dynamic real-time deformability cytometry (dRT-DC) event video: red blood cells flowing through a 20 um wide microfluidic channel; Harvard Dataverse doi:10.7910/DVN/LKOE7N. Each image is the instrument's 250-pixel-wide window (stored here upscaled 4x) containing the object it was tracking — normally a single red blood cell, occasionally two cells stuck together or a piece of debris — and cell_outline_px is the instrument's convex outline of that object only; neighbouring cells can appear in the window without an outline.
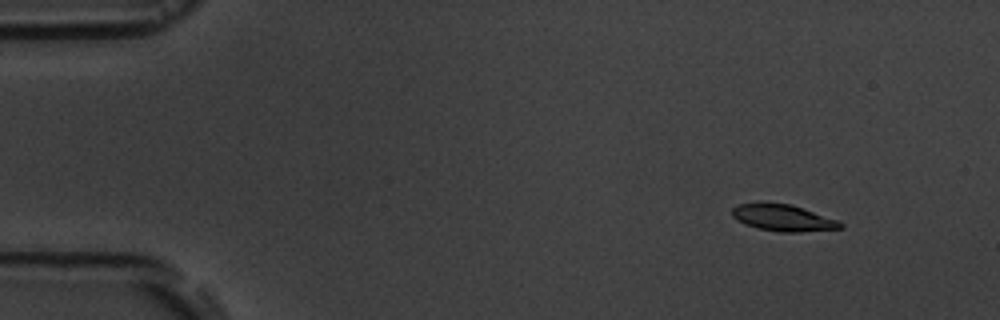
{"species": "common noctule bat (a hibernating species)", "species_latin": "Nyctalus noctula", "temperature_condition": "room temperature", "stored_images_in_passage": 6, "camera_frame_rate_fps": 3000, "um_per_image_px": 0.085, "animal": {"sex": "male", "body_mass_g": 19.5, "forearm_length_mm": 54.6}, "frame": {"image": 1, "passage_image": 2, "time_ms": 1.0, "image_size_px": [1000, 320], "cell_outline_px": [[844, 228], [800, 232], [780, 232], [756, 228], [744, 224], [736, 220], [732, 216], [732, 208], [740, 204], [760, 200], [792, 204], [840, 220], [844, 224]], "centroid_in_image_um": [66.55, 18.48], "position_along_channel_um": 18.4, "area_um2": 17.51}}
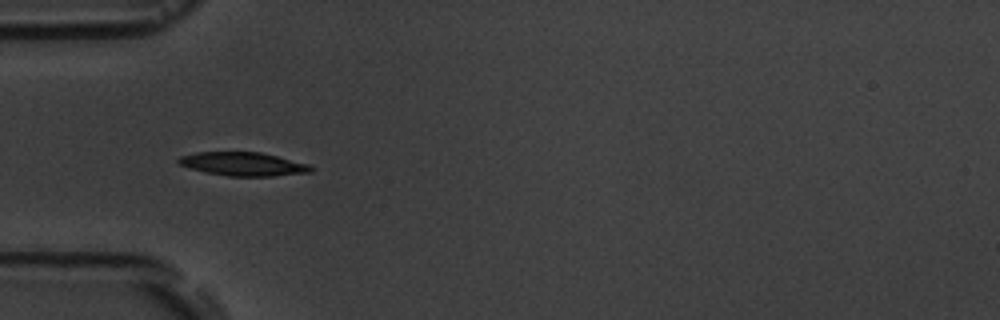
{"frame": {"image": 2, "passage_image": 5, "time_ms": 5.0, "image_size_px": [1000, 320], "cell_outline_px": [[312, 172], [272, 176], [228, 176], [204, 172], [180, 164], [176, 160], [180, 156], [196, 152], [260, 152], [308, 164], [312, 168]], "centroid_in_image_um": [20.64, 13.94], "position_along_channel_um": 64.4, "area_um2": 17.98}}
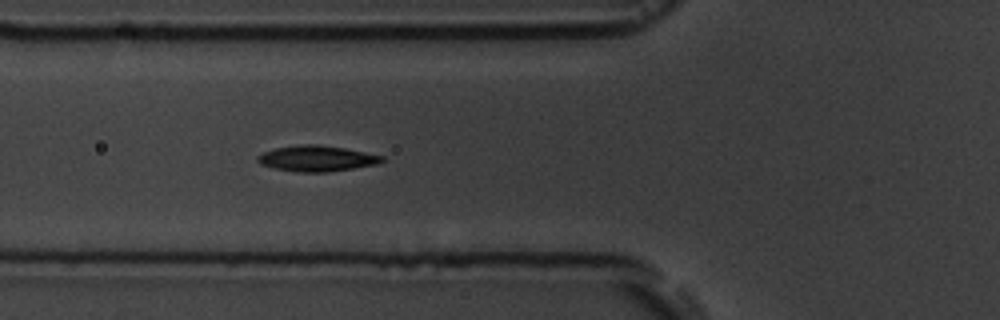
{"frame": {"image": 3, "passage_image": 6, "time_ms": 6.0, "image_size_px": [1000, 320], "cell_outline_px": [[384, 160], [380, 164], [324, 172], [296, 172], [276, 168], [260, 164], [256, 160], [256, 156], [264, 152], [276, 148], [300, 144], [316, 144], [344, 148], [384, 156]], "centroid_in_image_um": [26.92, 13.47], "position_along_channel_um": 98.9, "area_um2": 18.55}}